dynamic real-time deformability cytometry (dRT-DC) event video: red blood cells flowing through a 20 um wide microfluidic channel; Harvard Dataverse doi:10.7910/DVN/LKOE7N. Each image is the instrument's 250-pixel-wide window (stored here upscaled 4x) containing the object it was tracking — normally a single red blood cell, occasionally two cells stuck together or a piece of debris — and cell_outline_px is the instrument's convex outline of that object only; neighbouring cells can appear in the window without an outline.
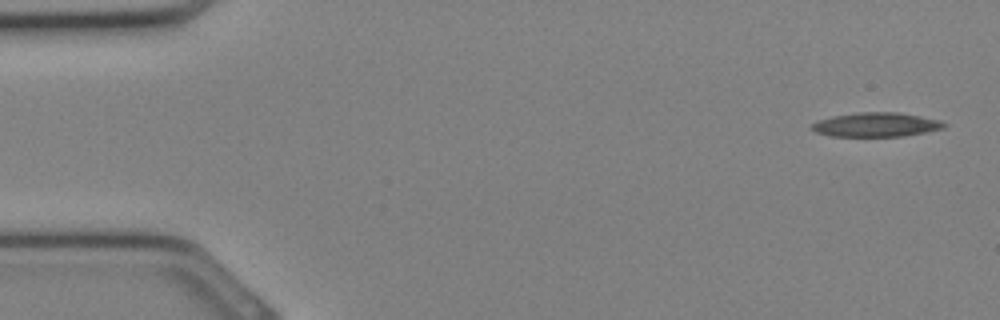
{"species": "Egyptian fruit bat (a non-hibernating species)", "species_latin": "Rousettus aegyptiacus", "temperature_condition": "cold", "stored_images_in_passage": 7, "camera_frame_rate_fps": 3000, "um_per_image_px": 0.085, "animal": {"sex": "female"}, "frame": {"image": 1, "passage_image": 1, "time_ms": 0.0, "image_size_px": [1000, 320], "cell_outline_px": [[948, 124], [944, 128], [904, 136], [832, 136], [816, 132], [808, 128], [812, 124], [820, 120], [832, 116], [856, 112], [896, 112], [920, 116], [940, 120]], "centroid_in_image_um": [74.46, 10.59], "position_along_channel_um": 10.5, "area_um2": 18.61}}